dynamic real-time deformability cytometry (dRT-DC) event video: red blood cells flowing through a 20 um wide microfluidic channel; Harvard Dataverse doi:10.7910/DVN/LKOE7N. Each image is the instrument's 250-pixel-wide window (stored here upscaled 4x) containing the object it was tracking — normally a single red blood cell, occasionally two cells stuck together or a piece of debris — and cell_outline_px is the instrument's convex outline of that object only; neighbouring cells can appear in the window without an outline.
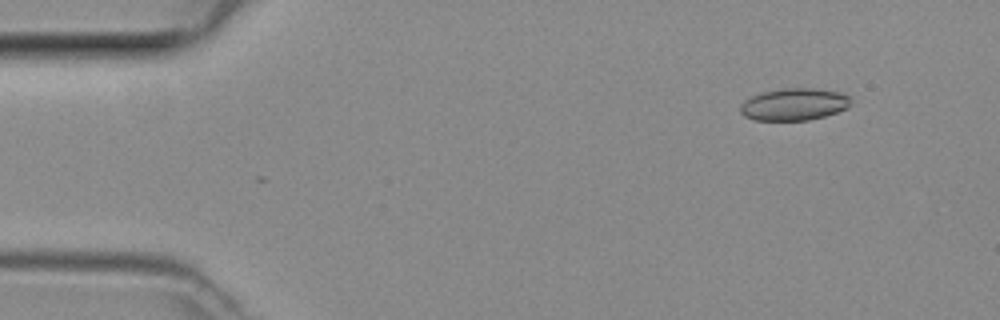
{"species": "common noctule bat (a hibernating species)", "species_latin": "Nyctalus noctula", "temperature_condition": "room temperature", "stored_images_in_passage": 5, "camera_frame_rate_fps": 3000, "um_per_image_px": 0.085, "animal": {"sex": "female", "body_mass_g": 29.2, "forearm_length_mm": 56.3}, "frame": {"image": 1, "passage_image": 4, "time_ms": 1.0, "image_size_px": [1000, 320], "cell_outline_px": [[848, 108], [824, 116], [808, 120], [756, 120], [744, 116], [740, 112], [740, 104], [744, 100], [752, 96], [764, 92], [780, 88], [812, 88], [840, 92], [848, 96]], "centroid_in_image_um": [67.45, 8.87], "position_along_channel_um": 17.5, "area_um2": 20.52}}